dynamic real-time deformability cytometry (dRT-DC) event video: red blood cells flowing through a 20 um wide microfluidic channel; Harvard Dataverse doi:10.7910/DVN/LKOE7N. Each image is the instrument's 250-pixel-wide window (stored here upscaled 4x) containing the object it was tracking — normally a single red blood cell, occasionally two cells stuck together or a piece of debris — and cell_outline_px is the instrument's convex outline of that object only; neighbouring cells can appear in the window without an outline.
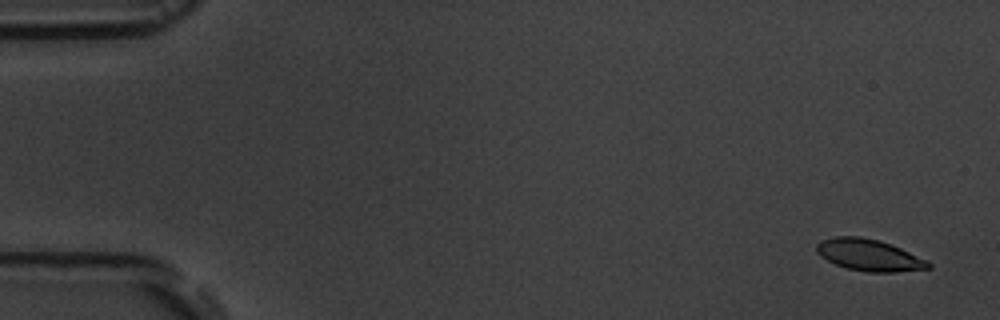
{"species": "common noctule bat (a hibernating species)", "species_latin": "Nyctalus noctula", "temperature_condition": "room temperature", "stored_images_in_passage": 5, "camera_frame_rate_fps": 3000, "um_per_image_px": 0.085, "animal": {"sex": "male", "body_mass_g": 19.5, "forearm_length_mm": 54.6}, "frame": {"image": 1, "passage_image": 1, "time_ms": 0.0, "image_size_px": [1000, 320], "cell_outline_px": [[932, 268], [896, 272], [868, 272], [848, 268], [836, 264], [820, 256], [816, 252], [816, 244], [820, 240], [836, 236], [860, 236], [880, 240], [892, 244], [928, 260], [932, 264]], "centroid_in_image_um": [73.89, 21.67], "position_along_channel_um": 11.1, "area_um2": 20.81}}
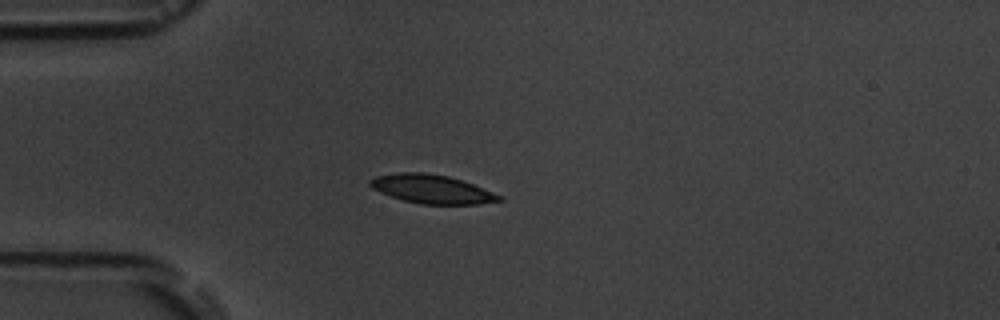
{"frame": {"image": 2, "passage_image": 4, "time_ms": 4.333, "image_size_px": [1000, 320], "cell_outline_px": [[504, 200], [476, 204], [420, 204], [404, 200], [380, 192], [372, 188], [368, 184], [368, 180], [376, 176], [396, 172], [424, 172], [448, 176], [472, 184], [504, 196]], "centroid_in_image_um": [36.69, 16.06], "position_along_channel_um": 48.3, "area_um2": 21.56}}